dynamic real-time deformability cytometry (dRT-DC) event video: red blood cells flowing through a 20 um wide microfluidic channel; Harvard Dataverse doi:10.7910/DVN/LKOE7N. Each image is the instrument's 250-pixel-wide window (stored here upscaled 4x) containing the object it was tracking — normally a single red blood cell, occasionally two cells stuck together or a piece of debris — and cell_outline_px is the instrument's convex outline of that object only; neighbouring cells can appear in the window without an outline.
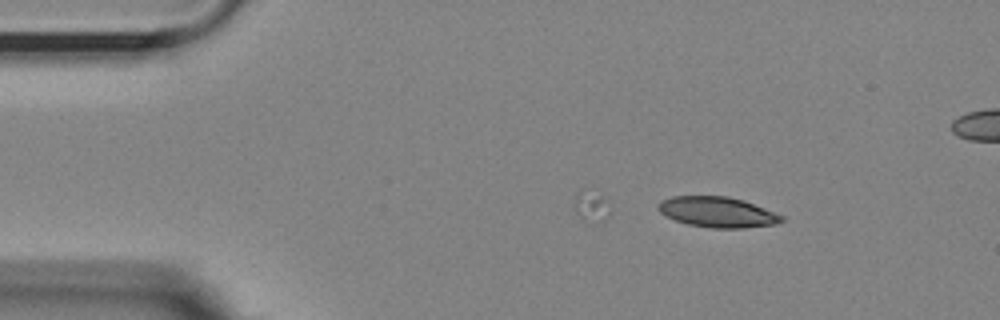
{"species": "Egyptian fruit bat (a non-hibernating species)", "species_latin": "Rousettus aegyptiacus", "temperature_condition": "room temperature", "stored_images_in_passage": 12, "camera_frame_rate_fps": 3000, "um_per_image_px": 0.085, "animal": {"sex": "female"}, "frame": {"image": 1, "passage_image": 1, "time_ms": 0.0, "image_size_px": [1000, 320], "cell_outline_px": [[784, 220], [776, 224], [744, 228], [712, 228], [688, 224], [676, 220], [660, 212], [656, 208], [660, 200], [672, 196], [728, 196], [744, 200], [784, 216]], "centroid_in_image_um": [60.98, 18.02], "position_along_channel_um": 24.0, "area_um2": 21.91}}
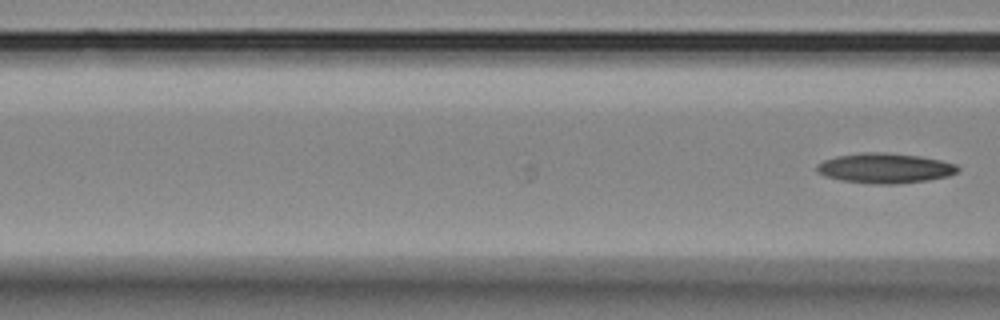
{"frame": {"image": 2, "passage_image": 12, "time_ms": 3.667, "image_size_px": [1000, 320], "cell_outline_px": [[960, 168], [956, 172], [948, 176], [928, 180], [896, 184], [876, 184], [840, 180], [824, 176], [816, 172], [816, 164], [824, 160], [836, 156], [864, 152], [884, 152], [920, 156], [940, 160], [956, 164]], "centroid_in_image_um": [75.19, 14.29], "position_along_channel_um": 91.4, "area_um2": 24.74}}